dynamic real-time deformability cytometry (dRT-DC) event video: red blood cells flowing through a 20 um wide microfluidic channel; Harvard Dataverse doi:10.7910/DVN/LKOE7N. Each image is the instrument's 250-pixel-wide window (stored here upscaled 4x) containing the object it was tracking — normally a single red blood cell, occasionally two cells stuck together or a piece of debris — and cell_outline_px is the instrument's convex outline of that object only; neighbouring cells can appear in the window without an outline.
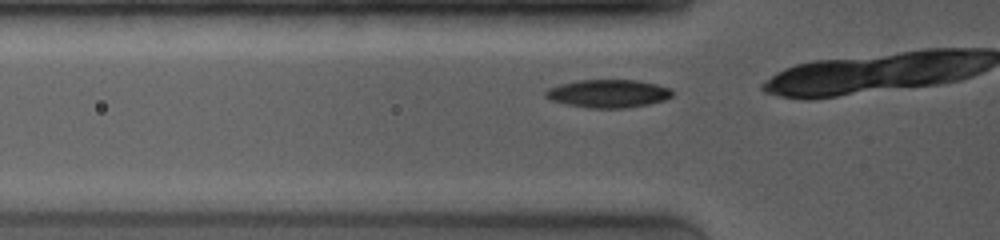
{"species": "common noctule bat (a hibernating species)", "species_latin": "Nyctalus noctula", "temperature_condition": "room temperature", "stored_images_in_passage": 5, "camera_frame_rate_fps": 4000, "um_per_image_px": 0.085, "animal": {"sex": "female", "body_mass_g": 19.0, "forearm_length_mm": 53.3}, "frame": {"image": 1, "passage_image": 2, "time_ms": 0.25, "image_size_px": [1000, 240], "cell_outline_px": [[672, 96], [664, 100], [648, 104], [628, 108], [588, 108], [564, 104], [552, 100], [544, 96], [544, 92], [548, 88], [560, 84], [580, 80], [636, 80], [656, 84], [668, 88], [672, 92]], "centroid_in_image_um": [51.66, 7.96], "position_along_channel_um": 74.1, "area_um2": 20.69}}